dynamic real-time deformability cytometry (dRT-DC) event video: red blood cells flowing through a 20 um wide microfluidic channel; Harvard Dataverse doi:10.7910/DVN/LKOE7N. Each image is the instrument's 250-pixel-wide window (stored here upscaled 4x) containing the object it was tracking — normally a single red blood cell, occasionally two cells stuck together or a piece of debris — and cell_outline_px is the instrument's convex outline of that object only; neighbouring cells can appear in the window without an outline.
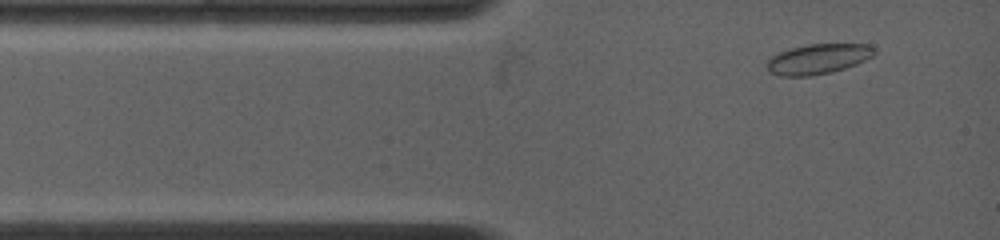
{"species": "common noctule bat (a hibernating species)", "species_latin": "Nyctalus noctula", "temperature_condition": "warm", "stored_images_in_passage": 67, "camera_frame_rate_fps": 4500, "um_per_image_px": 0.085, "animal": {"sex": "female", "body_mass_g": 19.0, "forearm_length_mm": 53.3}, "frame": {"image": 1, "passage_image": 5, "time_ms": 0.667, "image_size_px": [1000, 240], "cell_outline_px": [[876, 52], [872, 56], [856, 64], [832, 72], [812, 76], [780, 76], [768, 72], [768, 60], [776, 52], [788, 48], [808, 44], [868, 44], [876, 48]], "centroid_in_image_um": [69.51, 5.01], "position_along_channel_um": 15.5, "area_um2": 19.02}}
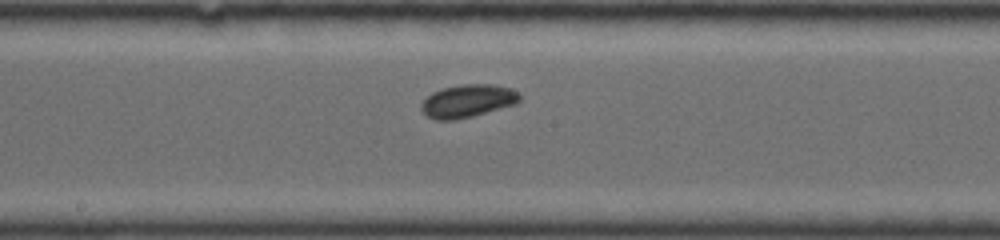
{"frame": {"image": 2, "passage_image": 41, "time_ms": 6.444, "image_size_px": [1000, 240], "cell_outline_px": [[520, 100], [516, 104], [472, 116], [452, 120], [436, 120], [428, 116], [420, 108], [420, 104], [432, 92], [444, 88], [464, 84], [492, 84], [512, 88], [520, 96]], "centroid_in_image_um": [39.76, 8.58], "position_along_channel_um": 208.4, "area_um2": 18.67}}
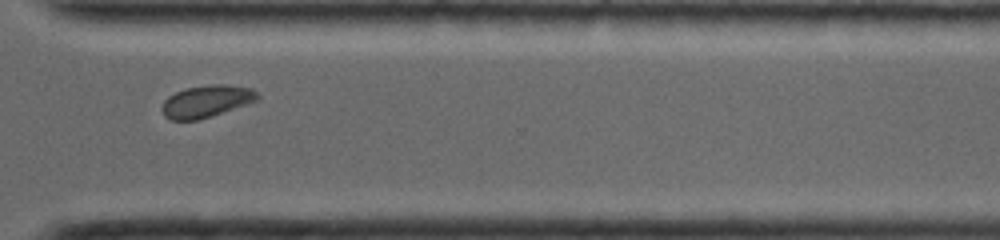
{"frame": {"image": 3, "passage_image": 66, "time_ms": 10.222, "image_size_px": [1000, 240], "cell_outline_px": [[260, 96], [256, 100], [196, 120], [172, 120], [164, 116], [160, 108], [164, 100], [168, 96], [184, 88], [212, 84], [228, 84], [252, 88]], "centroid_in_image_um": [17.49, 8.58], "position_along_channel_um": 353.1, "area_um2": 17.57}}